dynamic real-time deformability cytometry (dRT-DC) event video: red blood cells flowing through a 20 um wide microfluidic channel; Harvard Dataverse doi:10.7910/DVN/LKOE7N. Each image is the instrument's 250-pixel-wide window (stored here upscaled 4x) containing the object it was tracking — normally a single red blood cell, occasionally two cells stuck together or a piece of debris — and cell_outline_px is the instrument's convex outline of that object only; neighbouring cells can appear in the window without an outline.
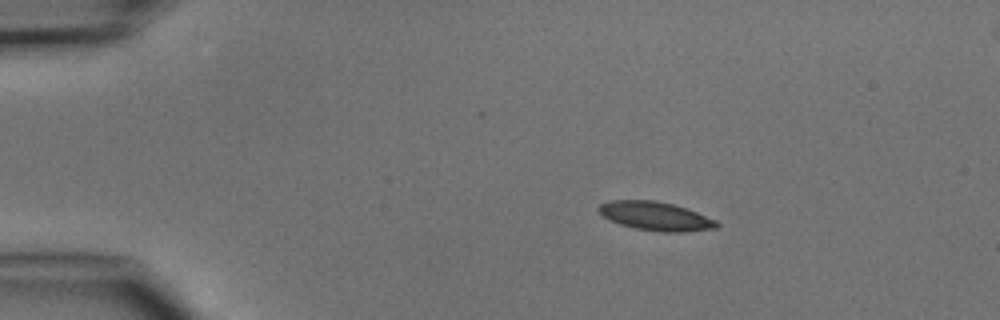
{"species": "common noctule bat (a hibernating species)", "species_latin": "Nyctalus noctula", "temperature_condition": "cold", "stored_images_in_passage": 3, "camera_frame_rate_fps": 3000, "um_per_image_px": 0.085, "animal": {"sex": "male", "body_mass_g": 15.6}, "frame": {"image": 1, "passage_image": 1, "time_ms": 0.0, "image_size_px": [1000, 320], "cell_outline_px": [[720, 224], [716, 228], [684, 232], [660, 232], [636, 228], [620, 224], [604, 216], [596, 208], [600, 204], [612, 200], [656, 200], [672, 204], [696, 212], [716, 220]], "centroid_in_image_um": [55.73, 18.37], "position_along_channel_um": 29.3, "area_um2": 19.54}}
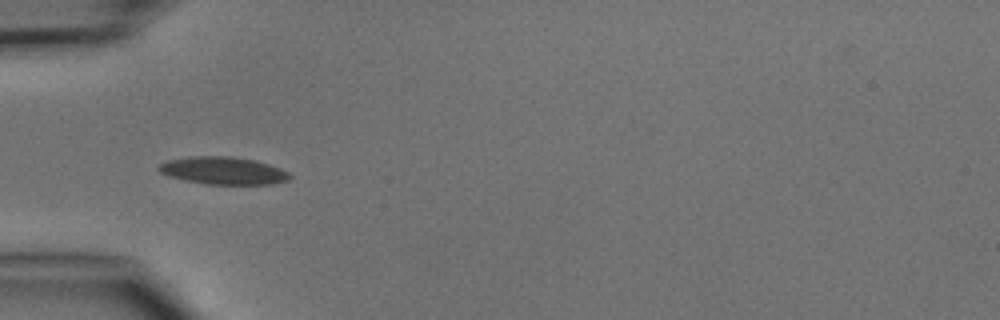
{"frame": {"image": 2, "passage_image": 3, "time_ms": 2.333, "image_size_px": [1000, 320], "cell_outline_px": [[292, 176], [288, 180], [272, 184], [208, 184], [184, 180], [160, 172], [156, 168], [160, 164], [168, 160], [188, 156], [232, 156], [252, 160], [268, 164], [280, 168], [288, 172]], "centroid_in_image_um": [18.97, 14.5], "position_along_channel_um": 66.0, "area_um2": 20.87}}